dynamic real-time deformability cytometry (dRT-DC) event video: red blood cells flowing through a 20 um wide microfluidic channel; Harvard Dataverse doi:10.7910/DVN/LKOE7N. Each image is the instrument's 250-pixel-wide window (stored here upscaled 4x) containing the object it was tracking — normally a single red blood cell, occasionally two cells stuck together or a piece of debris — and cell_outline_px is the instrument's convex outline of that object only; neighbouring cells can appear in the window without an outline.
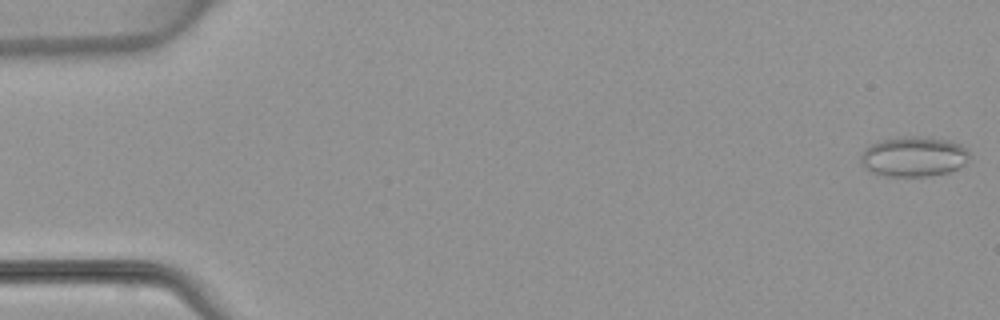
{"species": "common noctule bat (a hibernating species)", "species_latin": "Nyctalus noctula", "temperature_condition": "warm", "stored_images_in_passage": 49, "camera_frame_rate_fps": 3000, "um_per_image_px": 0.085, "animal": {"sex": "female", "body_mass_g": 22.7, "forearm_length_mm": 54.2}, "frame": {"image": 1, "passage_image": 1, "time_ms": 0.0, "image_size_px": [1000, 320], "cell_outline_px": [[972, 156], [964, 164], [948, 172], [924, 176], [888, 176], [872, 172], [864, 168], [860, 160], [860, 156], [864, 148], [880, 140], [900, 136], [920, 136], [948, 140], [960, 144], [968, 148]], "centroid_in_image_um": [77.67, 13.29], "position_along_channel_um": 7.3, "area_um2": 25.61}}
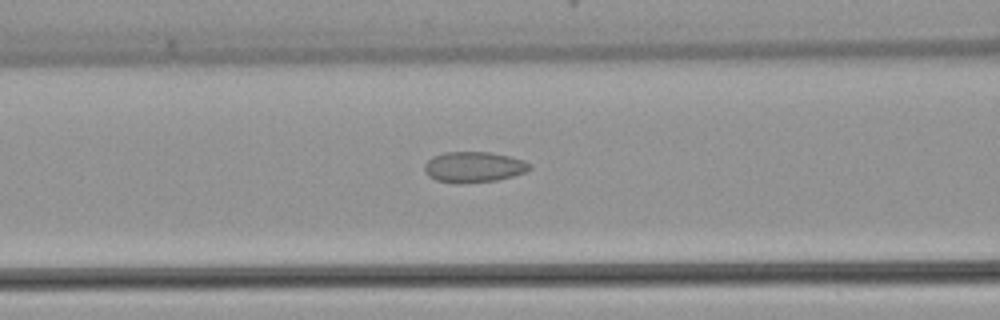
{"frame": {"image": 2, "passage_image": 20, "time_ms": 6.333, "image_size_px": [1000, 320], "cell_outline_px": [[532, 168], [524, 172], [512, 176], [496, 180], [456, 184], [436, 180], [428, 176], [424, 172], [424, 164], [432, 156], [444, 152], [492, 152], [524, 160], [532, 164]], "centroid_in_image_um": [40.24, 14.19], "position_along_channel_um": 126.4, "area_um2": 18.96}}
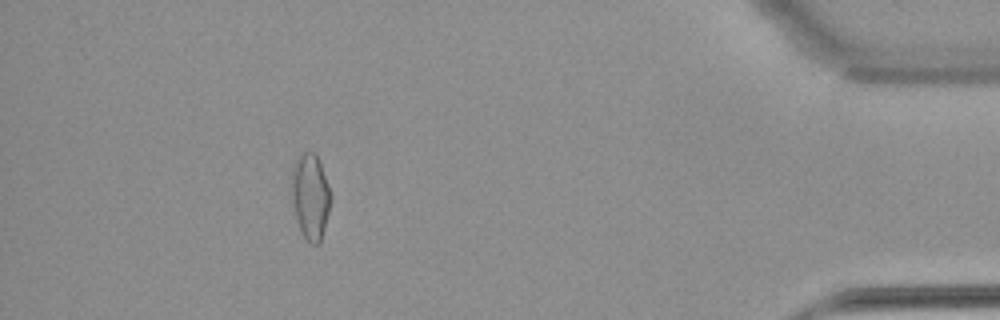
{"frame": {"image": 3, "passage_image": 44, "time_ms": 14.333, "image_size_px": [1000, 320], "cell_outline_px": [[332, 200], [320, 244], [312, 244], [300, 232], [292, 204], [292, 168], [300, 152], [312, 152], [316, 156], [320, 164]], "centroid_in_image_um": [26.37, 16.73], "position_along_channel_um": 408.8, "area_um2": 19.31}}